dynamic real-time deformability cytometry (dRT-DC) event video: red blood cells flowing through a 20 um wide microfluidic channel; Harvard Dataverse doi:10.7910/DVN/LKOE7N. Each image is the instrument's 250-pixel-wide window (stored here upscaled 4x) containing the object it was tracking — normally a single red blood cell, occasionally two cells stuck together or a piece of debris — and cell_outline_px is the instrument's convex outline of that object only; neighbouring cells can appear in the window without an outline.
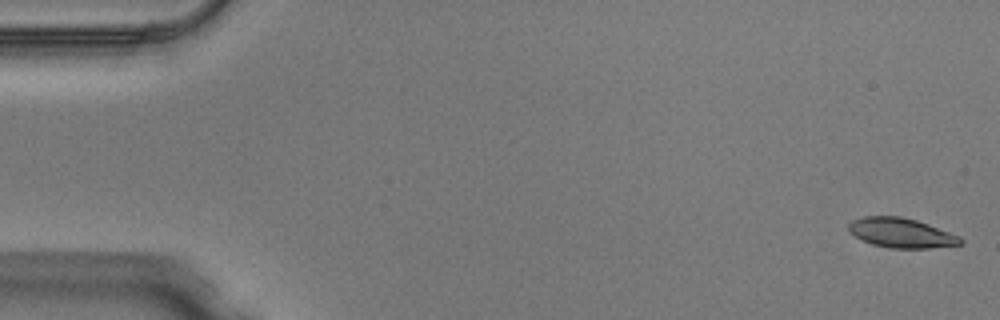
{"species": "Egyptian fruit bat (a non-hibernating species)", "species_latin": "Rousettus aegyptiacus", "temperature_condition": "warm", "stored_images_in_passage": 49, "camera_frame_rate_fps": 3000, "um_per_image_px": 0.085, "animal": {"sex": "male"}, "frame": {"image": 1, "passage_image": 1, "time_ms": 0.0, "image_size_px": [1000, 320], "cell_outline_px": [[964, 240], [960, 244], [928, 248], [892, 248], [872, 244], [856, 236], [848, 228], [848, 224], [852, 220], [864, 216], [900, 216], [916, 220], [928, 224], [960, 236]], "centroid_in_image_um": [76.61, 19.78], "position_along_channel_um": 8.4, "area_um2": 19.07}}
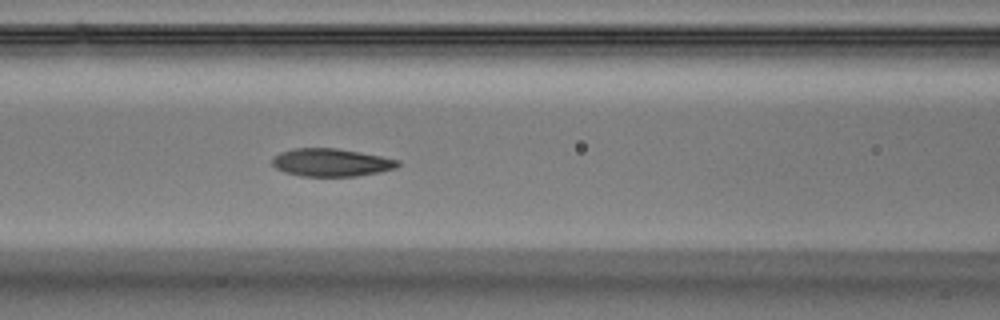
{"frame": {"image": 2, "passage_image": 21, "time_ms": 6.667, "image_size_px": [1000, 320], "cell_outline_px": [[400, 164], [396, 168], [380, 172], [356, 176], [300, 176], [284, 172], [276, 168], [272, 164], [272, 160], [280, 152], [292, 148], [336, 148], [360, 152], [400, 160]], "centroid_in_image_um": [28.16, 13.81], "position_along_channel_um": 138.4, "area_um2": 20.4}}
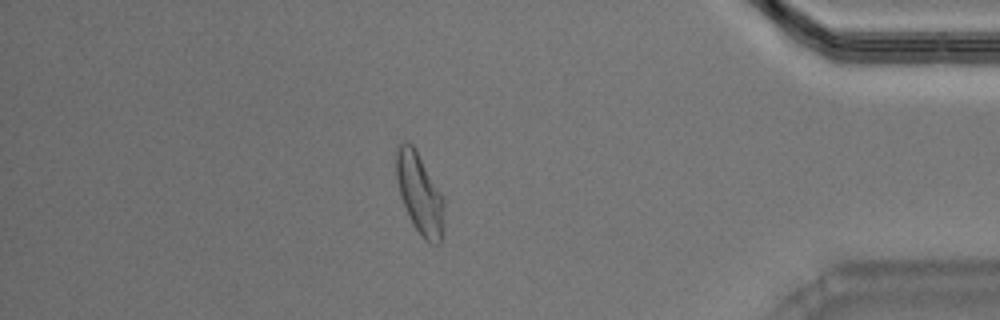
{"frame": {"image": 3, "passage_image": 43, "time_ms": 14.0, "image_size_px": [1000, 320], "cell_outline_px": [[444, 232], [440, 244], [428, 244], [420, 236], [412, 224], [400, 196], [396, 180], [396, 148], [404, 140], [412, 144], [444, 196]], "centroid_in_image_um": [35.69, 16.52], "position_along_channel_um": 399.5, "area_um2": 23.0}, "authors_computed_cell_mechanics": {"area_um2": 20.6924, "velocity_mm_per_s": 4.0538, "shape_relaxation_time_tau1_ms": 4.5148, "shape_relaxation_time_tau2_ms": 1.8147, "deformation_change_tau1": 0.1937, "deformation_change_tau2": 0.0858}}